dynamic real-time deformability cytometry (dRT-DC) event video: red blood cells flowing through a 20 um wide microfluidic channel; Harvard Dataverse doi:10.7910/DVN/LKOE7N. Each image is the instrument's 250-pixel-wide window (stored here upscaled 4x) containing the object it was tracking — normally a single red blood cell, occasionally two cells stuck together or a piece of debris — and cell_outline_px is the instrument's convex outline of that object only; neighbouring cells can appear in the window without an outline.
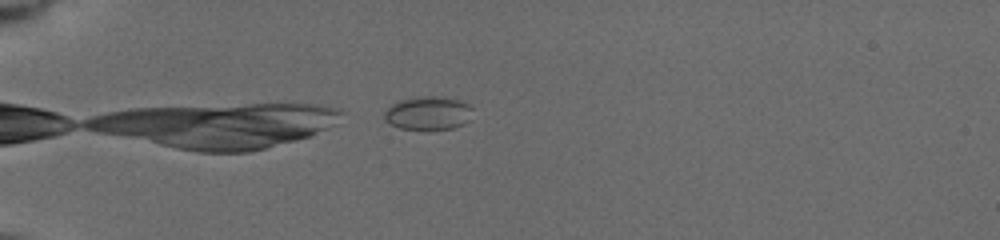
{"species": "common noctule bat (a hibernating species)", "species_latin": "Nyctalus noctula", "temperature_condition": "cold", "stored_images_in_passage": 11, "camera_frame_rate_fps": 3000, "um_per_image_px": 0.085, "animal": {"sex": "female", "body_mass_g": 19.5, "forearm_length_mm": 54.1}, "frame": {"image": 1, "passage_image": 1, "time_ms": 0.0, "image_size_px": [1000, 240], "cell_outline_px": [[472, 108], [468, 120], [464, 124], [452, 128], [400, 128], [384, 120], [384, 112], [392, 104], [400, 100], [412, 96], [432, 96], [460, 100], [468, 104]], "centroid_in_image_um": [36.37, 9.59], "position_along_channel_um": 48.6, "area_um2": 16.88}}
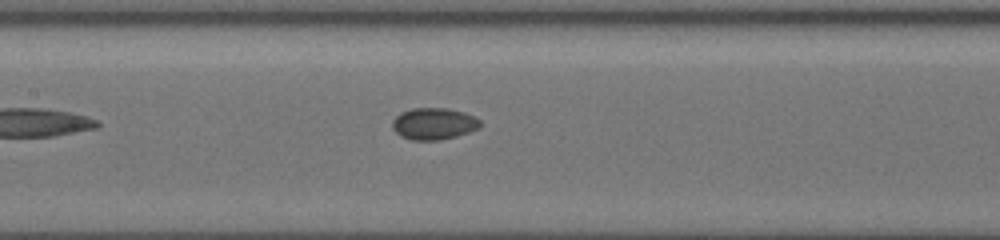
{"frame": {"image": 2, "passage_image": 7, "time_ms": 4.0, "image_size_px": [1000, 240], "cell_outline_px": [[480, 128], [456, 136], [440, 140], [412, 140], [400, 136], [392, 128], [392, 120], [400, 112], [412, 108], [448, 108], [464, 112], [480, 120]], "centroid_in_image_um": [36.84, 10.51], "position_along_channel_um": 170.6, "area_um2": 16.3}}
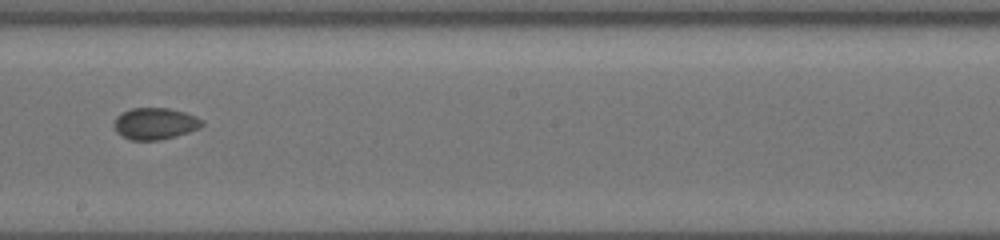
{"frame": {"image": 3, "passage_image": 10, "time_ms": 5.667, "image_size_px": [1000, 240], "cell_outline_px": [[204, 124], [200, 128], [188, 132], [160, 140], [132, 140], [116, 132], [116, 116], [120, 112], [132, 108], [168, 108], [184, 112], [196, 116], [204, 120]], "centroid_in_image_um": [13.21, 10.49], "position_along_channel_um": 235.0, "area_um2": 16.13}}